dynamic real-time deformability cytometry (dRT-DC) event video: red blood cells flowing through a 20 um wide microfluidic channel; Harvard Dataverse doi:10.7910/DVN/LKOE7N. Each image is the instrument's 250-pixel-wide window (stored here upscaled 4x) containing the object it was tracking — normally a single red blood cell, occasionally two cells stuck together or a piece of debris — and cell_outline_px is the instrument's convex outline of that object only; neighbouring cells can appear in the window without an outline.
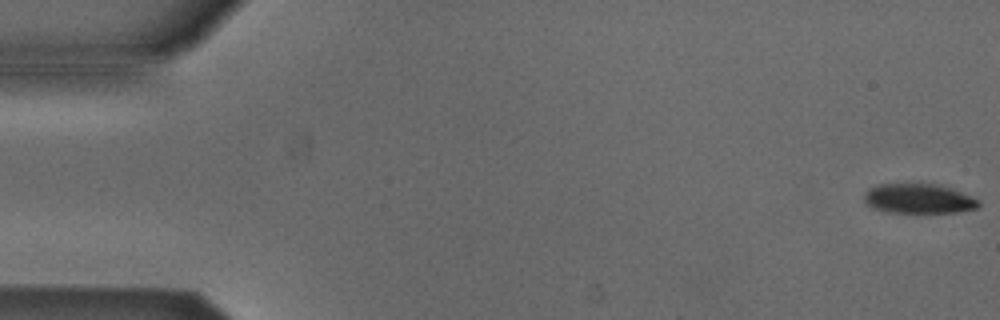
{"species": "Egyptian fruit bat (a non-hibernating species)", "species_latin": "Rousettus aegyptiacus", "temperature_condition": "cold", "stored_images_in_passage": 53, "camera_frame_rate_fps": 3000, "um_per_image_px": 0.085, "animal": {"sex": "male"}, "frame": {"image": 1, "passage_image": 1, "time_ms": 0.0, "image_size_px": [1000, 320], "cell_outline_px": [[980, 204], [976, 208], [956, 212], [888, 212], [872, 208], [864, 200], [864, 192], [868, 188], [880, 184], [916, 180], [936, 184], [952, 188], [972, 196], [980, 200]], "centroid_in_image_um": [78.05, 16.82], "position_along_channel_um": 6.9, "area_um2": 20.58}}
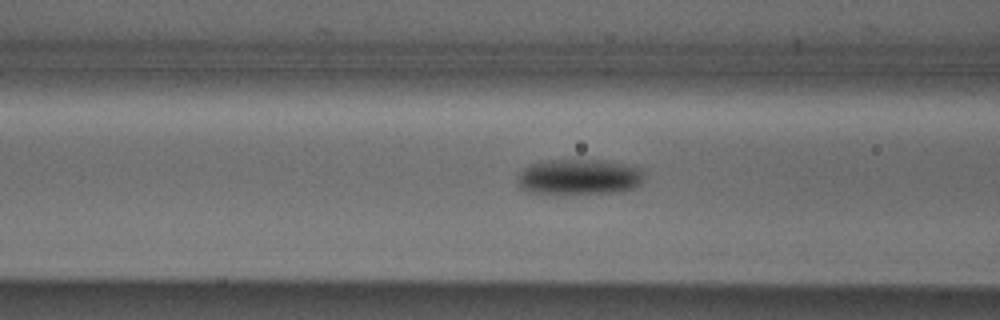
{"frame": {"image": 2, "passage_image": 21, "time_ms": 6.667, "image_size_px": [1000, 320], "cell_outline_px": [[644, 180], [636, 188], [620, 192], [528, 192], [520, 188], [516, 180], [520, 172], [524, 168], [532, 164], [552, 160], [600, 160], [624, 164], [640, 168], [644, 172]], "centroid_in_image_um": [49.27, 15.02], "position_along_channel_um": 117.3, "area_um2": 25.84}}
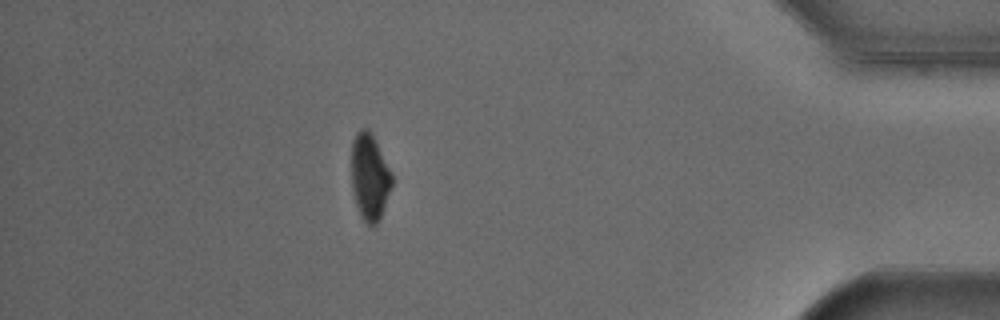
{"frame": {"image": 3, "passage_image": 47, "time_ms": 15.333, "image_size_px": [1000, 320], "cell_outline_px": [[392, 184], [380, 216], [376, 224], [368, 224], [364, 220], [356, 204], [352, 188], [352, 140], [356, 132], [360, 128], [368, 128], [392, 172]], "centroid_in_image_um": [31.41, 14.98], "position_along_channel_um": 403.8, "area_um2": 19.88}, "authors_computed_cell_mechanics": {"area_um2": 23.8136, "velocity_mm_per_s": 3.8618, "shape_relaxation_time_tau1_ms": 3.7539, "shape_relaxation_time_tau2_ms": null, "deformation_change_tau1": 0.1091, "deformation_change_tau2": null}}